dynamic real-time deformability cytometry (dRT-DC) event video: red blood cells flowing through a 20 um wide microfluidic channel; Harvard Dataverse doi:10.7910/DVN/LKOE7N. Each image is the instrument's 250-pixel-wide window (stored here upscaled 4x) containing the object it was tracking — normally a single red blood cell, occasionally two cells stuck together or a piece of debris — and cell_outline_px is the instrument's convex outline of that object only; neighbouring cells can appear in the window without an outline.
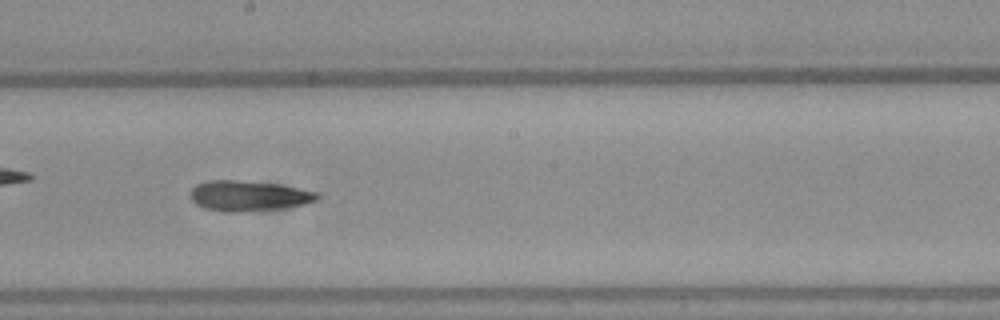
{"species": "Egyptian fruit bat (a non-hibernating species)", "species_latin": "Rousettus aegyptiacus", "temperature_condition": "warm", "stored_images_in_passage": 39, "camera_frame_rate_fps": 3000, "um_per_image_px": 0.085, "frame": {"image": 1, "passage_image": 17, "time_ms": 5.333, "image_size_px": [1000, 320], "cell_outline_px": [[320, 196], [316, 200], [304, 204], [280, 208], [236, 212], [224, 212], [204, 208], [196, 204], [192, 200], [192, 188], [196, 184], [208, 180], [236, 180], [276, 184], [320, 192]], "centroid_in_image_um": [21.13, 16.64], "position_along_channel_um": 227.1, "area_um2": 22.25}}
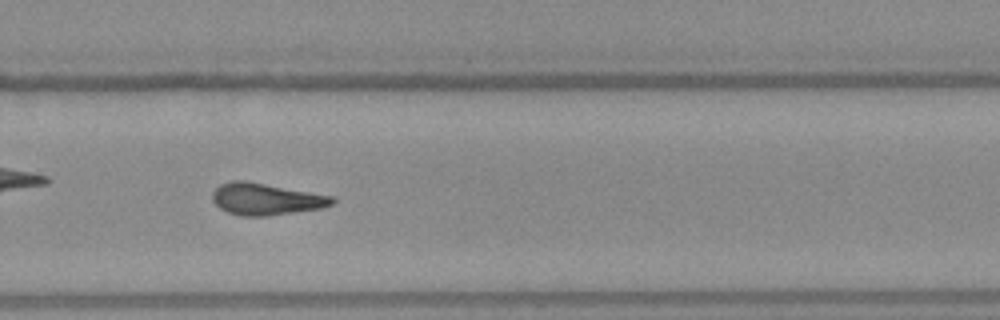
{"frame": {"image": 2, "passage_image": 23, "time_ms": 7.333, "image_size_px": [1000, 320], "cell_outline_px": [[336, 200], [332, 204], [320, 208], [268, 216], [240, 216], [228, 212], [220, 208], [212, 200], [212, 192], [220, 184], [232, 180], [244, 180], [332, 196]], "centroid_in_image_um": [22.56, 16.92], "position_along_channel_um": 307.2, "area_um2": 22.02}}